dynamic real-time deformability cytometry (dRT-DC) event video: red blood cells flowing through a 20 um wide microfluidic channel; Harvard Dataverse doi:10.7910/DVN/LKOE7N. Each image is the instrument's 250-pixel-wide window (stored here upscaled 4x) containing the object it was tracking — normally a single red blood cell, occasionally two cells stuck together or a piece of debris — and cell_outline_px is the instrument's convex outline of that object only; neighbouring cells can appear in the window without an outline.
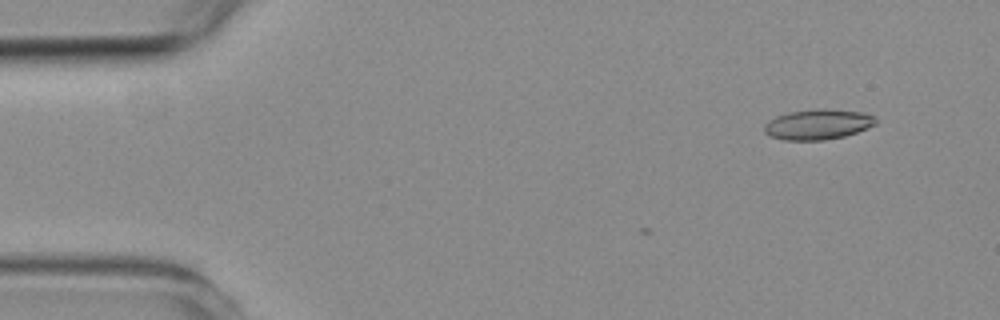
{"species": "common noctule bat (a hibernating species)", "species_latin": "Nyctalus noctula", "temperature_condition": "room temperature", "stored_images_in_passage": 3, "camera_frame_rate_fps": 3000, "um_per_image_px": 0.085, "animal": {"sex": "female", "body_mass_g": 19.3, "forearm_length_mm": 54.1}, "frame": {"image": 1, "passage_image": 3, "time_ms": 2.333, "image_size_px": [1000, 320], "cell_outline_px": [[876, 124], [868, 128], [844, 136], [824, 140], [784, 140], [768, 136], [764, 132], [764, 124], [768, 120], [776, 116], [788, 112], [824, 108], [864, 112], [876, 116]], "centroid_in_image_um": [69.51, 10.57], "position_along_channel_um": 15.5, "area_um2": 19.88}}